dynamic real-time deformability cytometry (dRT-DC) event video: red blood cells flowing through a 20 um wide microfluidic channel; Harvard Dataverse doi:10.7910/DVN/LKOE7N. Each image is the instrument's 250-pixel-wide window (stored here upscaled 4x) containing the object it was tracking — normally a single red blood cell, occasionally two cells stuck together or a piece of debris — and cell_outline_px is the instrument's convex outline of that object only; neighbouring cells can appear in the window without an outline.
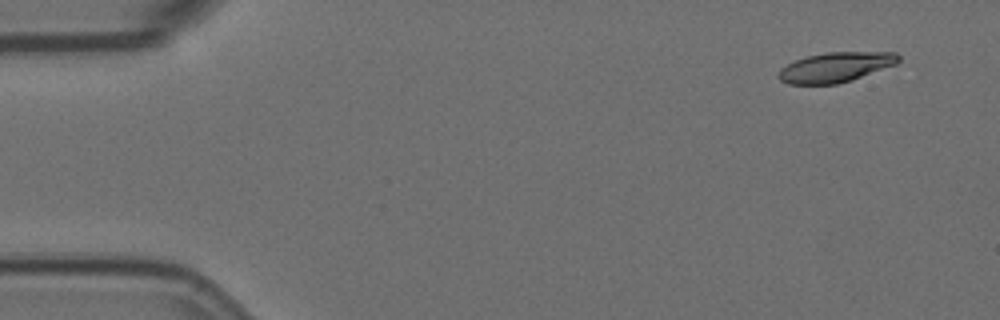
{"species": "Egyptian fruit bat (a non-hibernating species)", "species_latin": "Rousettus aegyptiacus", "temperature_condition": "room temperature", "stored_images_in_passage": 3, "camera_frame_rate_fps": 3000, "um_per_image_px": 0.085, "animal": {"sex": "female"}, "frame": {"image": 1, "passage_image": 1, "time_ms": 0.0, "image_size_px": [1000, 320], "cell_outline_px": [[900, 60], [896, 64], [852, 80], [836, 84], [788, 84], [780, 80], [776, 76], [780, 68], [796, 60], [808, 56], [828, 52], [896, 52], [900, 56]], "centroid_in_image_um": [71.02, 5.71], "position_along_channel_um": 14.0, "area_um2": 20.87}}